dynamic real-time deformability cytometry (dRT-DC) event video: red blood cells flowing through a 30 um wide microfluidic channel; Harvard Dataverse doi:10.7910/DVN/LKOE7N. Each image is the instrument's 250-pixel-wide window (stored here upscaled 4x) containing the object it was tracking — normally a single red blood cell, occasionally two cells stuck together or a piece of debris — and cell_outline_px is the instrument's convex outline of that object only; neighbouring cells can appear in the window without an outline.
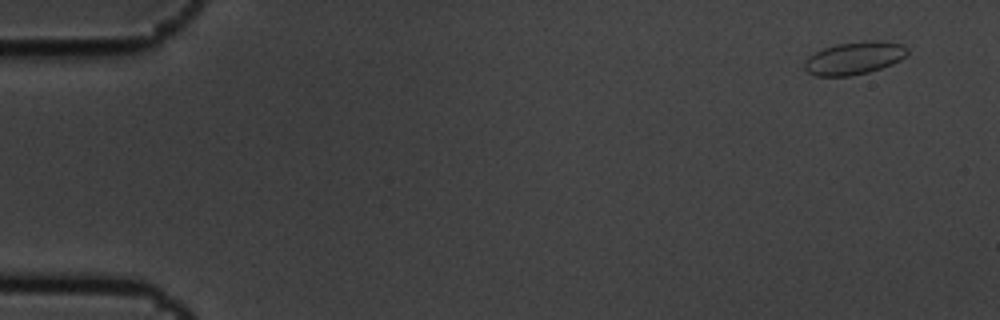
{"species": "common noctule bat (a hibernating species)", "species_latin": "Nyctalus noctula", "temperature_condition": "cold", "stored_images_in_passage": 4, "camera_frame_rate_fps": 3000, "um_per_image_px": 0.085, "animal": {"sex": "male", "body_mass_g": 19.5, "forearm_length_mm": 54.6}, "frame": {"image": 1, "passage_image": 1, "time_ms": 0.0, "image_size_px": [1000, 320], "cell_outline_px": [[908, 52], [900, 60], [892, 64], [868, 72], [848, 76], [816, 76], [808, 72], [804, 68], [804, 64], [808, 56], [824, 48], [836, 44], [864, 40], [872, 40], [900, 44], [908, 48]], "centroid_in_image_um": [72.59, 4.93], "position_along_channel_um": 12.4, "area_um2": 19.48}}